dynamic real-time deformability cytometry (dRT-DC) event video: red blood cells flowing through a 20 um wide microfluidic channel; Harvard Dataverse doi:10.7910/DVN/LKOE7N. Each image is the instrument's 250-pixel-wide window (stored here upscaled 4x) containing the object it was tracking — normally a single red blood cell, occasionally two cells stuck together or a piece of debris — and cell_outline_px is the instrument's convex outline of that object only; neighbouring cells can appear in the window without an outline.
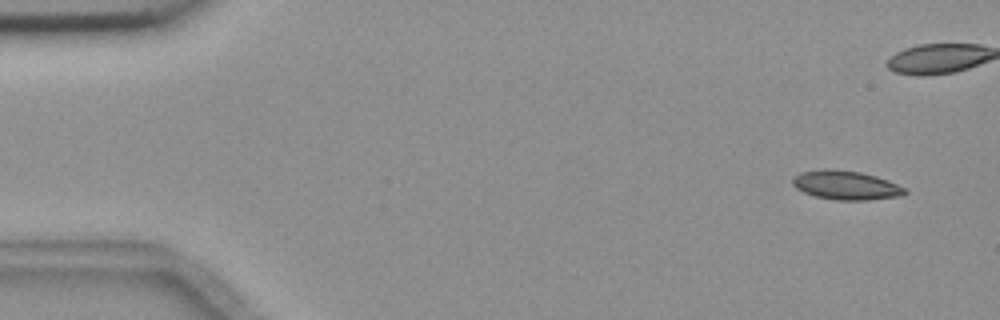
{"species": "common noctule bat (a hibernating species)", "species_latin": "Nyctalus noctula", "temperature_condition": "room temperature", "stored_images_in_passage": 11, "camera_frame_rate_fps": 3000, "um_per_image_px": 0.085, "animal": {"sex": "female", "body_mass_g": 18.4}, "frame": {"image": 1, "passage_image": 1, "time_ms": 0.0, "image_size_px": [1000, 320], "cell_outline_px": [[908, 192], [904, 196], [868, 200], [836, 200], [816, 196], [804, 192], [796, 188], [792, 184], [792, 176], [800, 172], [820, 168], [832, 168], [860, 172], [876, 176], [888, 180], [904, 188]], "centroid_in_image_um": [71.88, 15.73], "position_along_channel_um": 13.1, "area_um2": 19.25}}
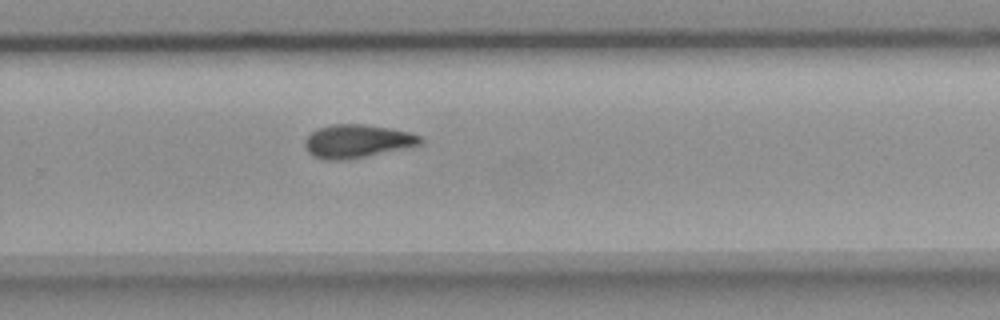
{"frame": {"image": 2, "passage_image": 11, "time_ms": 12.333, "image_size_px": [1000, 320], "cell_outline_px": [[420, 144], [348, 160], [324, 160], [312, 156], [304, 148], [304, 140], [312, 132], [320, 128], [332, 124], [364, 124], [392, 128], [408, 132], [420, 136]], "centroid_in_image_um": [30.28, 12.0], "position_along_channel_um": 299.5, "area_um2": 22.2}}